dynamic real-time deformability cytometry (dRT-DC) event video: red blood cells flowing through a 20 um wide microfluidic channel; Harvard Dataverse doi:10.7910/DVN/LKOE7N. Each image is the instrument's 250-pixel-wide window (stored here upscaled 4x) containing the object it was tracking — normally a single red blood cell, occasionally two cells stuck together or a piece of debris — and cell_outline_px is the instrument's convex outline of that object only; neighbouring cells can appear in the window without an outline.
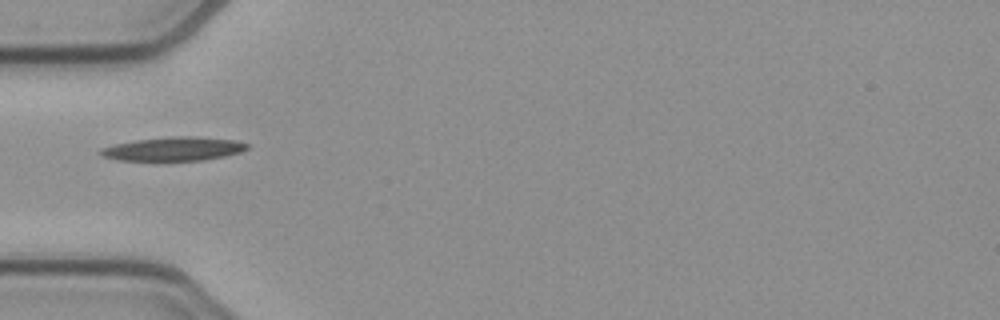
{"species": "common noctule bat (a hibernating species)", "species_latin": "Nyctalus noctula", "temperature_condition": "cold", "stored_images_in_passage": 7, "camera_frame_rate_fps": 3000, "um_per_image_px": 0.085, "animal": {"sex": "female", "body_mass_g": 21.9}, "frame": {"image": 1, "passage_image": 1, "time_ms": 0.0, "image_size_px": [1000, 320], "cell_outline_px": [[248, 148], [240, 152], [224, 156], [204, 160], [116, 160], [100, 156], [96, 152], [100, 148], [116, 144], [136, 140], [172, 136], [192, 136], [236, 140], [248, 144]], "centroid_in_image_um": [14.71, 12.65], "position_along_channel_um": 70.3, "area_um2": 20.29}}
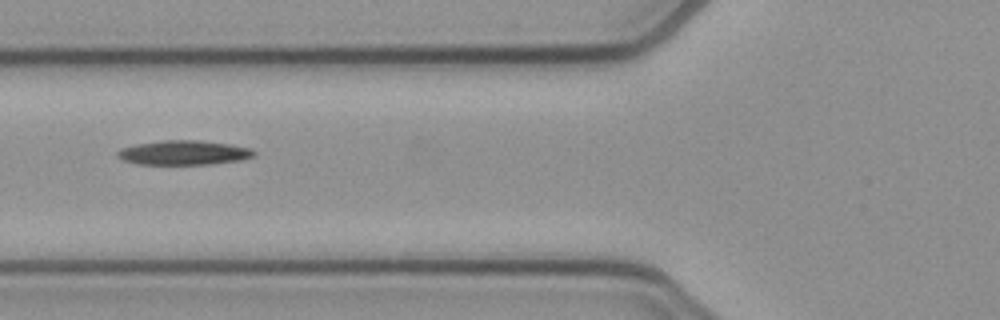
{"frame": {"image": 2, "passage_image": 4, "time_ms": 1.0, "image_size_px": [1000, 320], "cell_outline_px": [[256, 156], [240, 160], [212, 164], [136, 164], [124, 160], [116, 156], [116, 152], [120, 148], [136, 144], [164, 140], [200, 140], [232, 144], [252, 148], [256, 152]], "centroid_in_image_um": [15.65, 12.97], "position_along_channel_um": 110.2, "area_um2": 19.65}}